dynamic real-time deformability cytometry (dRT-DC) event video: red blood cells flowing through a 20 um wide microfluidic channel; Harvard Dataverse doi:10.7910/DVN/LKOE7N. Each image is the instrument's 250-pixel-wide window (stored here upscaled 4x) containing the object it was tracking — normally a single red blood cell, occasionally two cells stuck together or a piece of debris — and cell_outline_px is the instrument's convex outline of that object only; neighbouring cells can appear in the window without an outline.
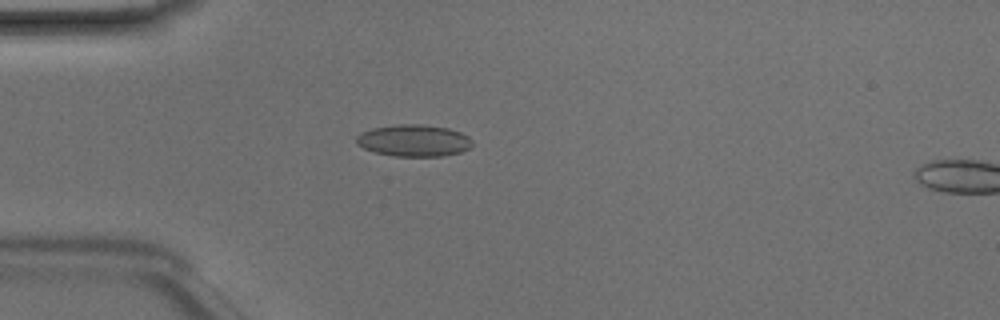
{"species": "Egyptian fruit bat (a non-hibernating species)", "species_latin": "Rousettus aegyptiacus", "temperature_condition": "room temperature", "stored_images_in_passage": 49, "camera_frame_rate_fps": 3000, "um_per_image_px": 0.085, "animal": {"sex": "male"}, "frame": {"image": 1, "passage_image": 14, "time_ms": 4.333, "image_size_px": [1000, 320], "cell_outline_px": [[472, 144], [468, 148], [460, 152], [444, 156], [392, 156], [376, 152], [364, 148], [356, 144], [356, 136], [360, 132], [372, 128], [400, 124], [420, 124], [448, 128], [460, 132], [468, 136], [472, 140]], "centroid_in_image_um": [35.15, 11.94], "position_along_channel_um": 49.8, "area_um2": 21.5}}
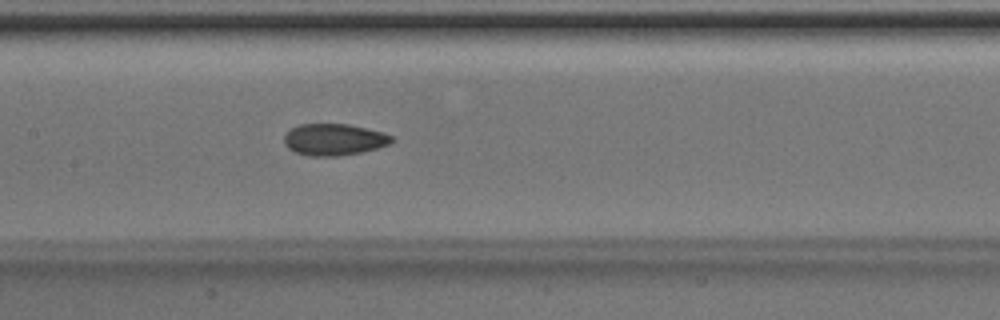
{"frame": {"image": 2, "passage_image": 24, "time_ms": 7.667, "image_size_px": [1000, 320], "cell_outline_px": [[396, 140], [388, 144], [376, 148], [360, 152], [336, 156], [308, 156], [296, 152], [288, 148], [284, 144], [284, 136], [292, 128], [300, 124], [348, 124], [384, 132], [392, 136]], "centroid_in_image_um": [28.4, 11.86], "position_along_channel_um": 179.0, "area_um2": 19.77}}
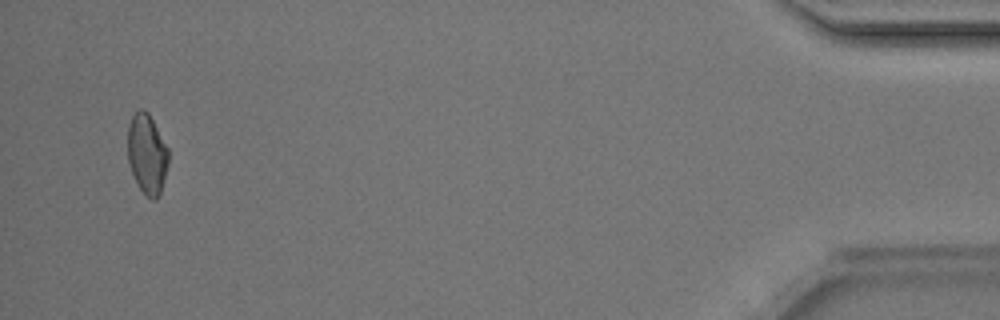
{"frame": {"image": 3, "passage_image": 47, "time_ms": 15.333, "image_size_px": [1000, 320], "cell_outline_px": [[168, 164], [160, 192], [156, 200], [152, 200], [140, 188], [132, 172], [128, 160], [128, 124], [132, 116], [140, 108], [148, 112], [168, 148]], "centroid_in_image_um": [12.49, 13.06], "position_along_channel_um": 422.7, "area_um2": 18.67}, "authors_computed_cell_mechanics": {"area_um2": 19.7676, "velocity_mm_per_s": 4.2345, "shape_relaxation_time_tau1_ms": 6.516, "shape_relaxation_time_tau2_ms": 2.2714, "deformation_change_tau1": 0.1417, "deformation_change_tau2": 0.0855}}